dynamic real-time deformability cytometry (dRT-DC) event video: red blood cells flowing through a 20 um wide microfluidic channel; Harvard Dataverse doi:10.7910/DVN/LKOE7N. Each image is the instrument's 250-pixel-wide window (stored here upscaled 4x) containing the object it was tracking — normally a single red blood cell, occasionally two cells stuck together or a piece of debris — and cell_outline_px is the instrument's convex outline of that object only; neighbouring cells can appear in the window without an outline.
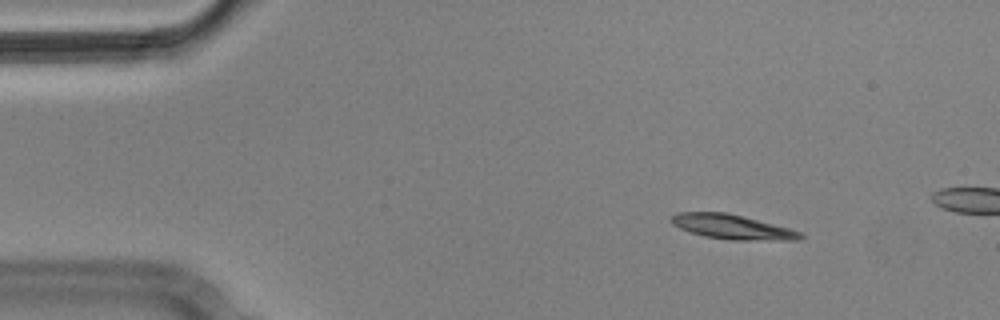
{"species": "Egyptian fruit bat (a non-hibernating species)", "species_latin": "Rousettus aegyptiacus", "temperature_condition": "cold", "stored_images_in_passage": 4, "camera_frame_rate_fps": 3000, "um_per_image_px": 0.085, "animal": {"sex": "male"}, "frame": {"image": 1, "passage_image": 1, "time_ms": 0.0, "image_size_px": [1000, 320], "cell_outline_px": [[804, 236], [800, 240], [728, 240], [704, 236], [688, 232], [672, 224], [668, 220], [668, 216], [676, 212], [724, 212], [788, 228], [800, 232]], "centroid_in_image_um": [62.13, 19.29], "position_along_channel_um": 22.9, "area_um2": 18.5}}